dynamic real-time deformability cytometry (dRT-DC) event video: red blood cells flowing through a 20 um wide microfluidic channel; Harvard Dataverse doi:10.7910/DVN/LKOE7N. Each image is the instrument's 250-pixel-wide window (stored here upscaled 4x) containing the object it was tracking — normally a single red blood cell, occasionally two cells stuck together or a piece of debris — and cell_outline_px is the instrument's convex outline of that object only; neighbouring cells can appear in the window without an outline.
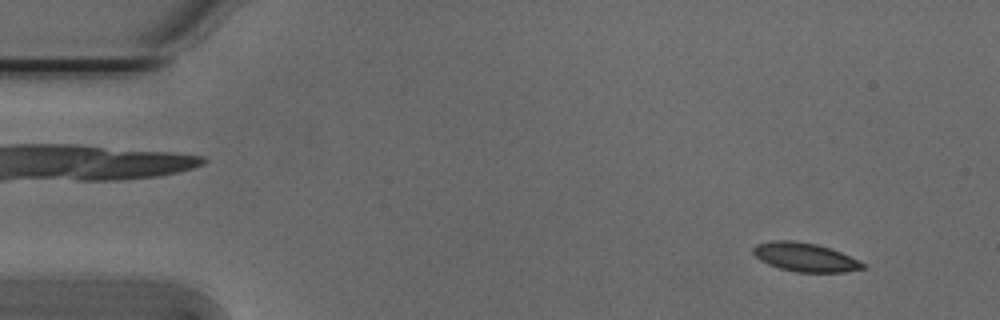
{"species": "Egyptian fruit bat (a non-hibernating species)", "species_latin": "Rousettus aegyptiacus", "temperature_condition": "cold", "stored_images_in_passage": 53, "camera_frame_rate_fps": 3000, "um_per_image_px": 0.085, "animal": {"sex": "male"}, "frame": {"image": 1, "passage_image": 4, "time_ms": 1.0, "image_size_px": [1000, 320], "cell_outline_px": [[868, 268], [844, 272], [796, 272], [780, 268], [768, 264], [760, 260], [752, 252], [752, 248], [756, 244], [772, 240], [792, 240], [816, 244], [840, 252], [860, 260]], "centroid_in_image_um": [68.43, 21.86], "position_along_channel_um": 16.6, "area_um2": 18.38}}
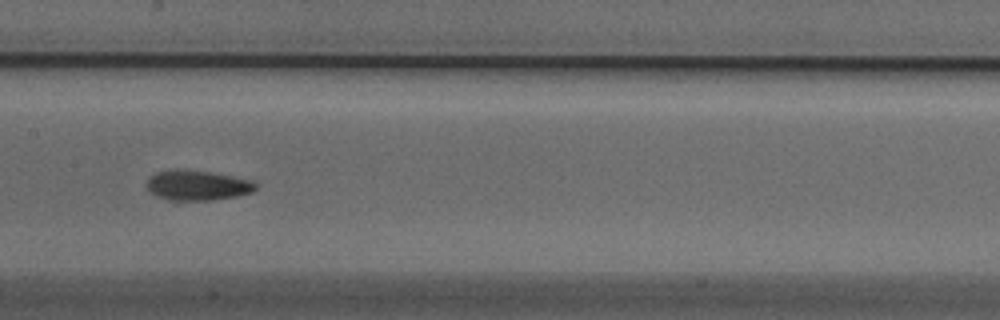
{"frame": {"image": 2, "passage_image": 26, "time_ms": 8.333, "image_size_px": [1000, 320], "cell_outline_px": [[256, 188], [252, 192], [236, 196], [212, 200], [168, 200], [156, 196], [148, 188], [148, 176], [156, 172], [176, 168], [184, 168], [212, 172], [256, 180]], "centroid_in_image_um": [16.8, 15.72], "position_along_channel_um": 190.6, "area_um2": 19.42}}
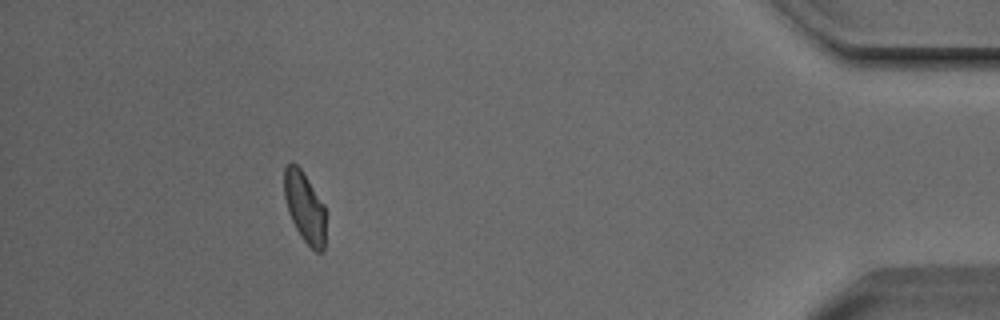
{"frame": {"image": 3, "passage_image": 48, "time_ms": 15.667, "image_size_px": [1000, 320], "cell_outline_px": [[328, 212], [324, 252], [316, 252], [300, 236], [288, 212], [284, 196], [284, 168], [292, 160], [300, 168], [324, 204]], "centroid_in_image_um": [25.95, 17.64], "position_along_channel_um": 409.3, "area_um2": 17.57}, "authors_computed_cell_mechanics": {"area_um2": 18.3226, "velocity_mm_per_s": 3.7818, "shape_relaxation_time_tau1_ms": 3.6935, "shape_relaxation_time_tau2_ms": 4.1064, "deformation_change_tau1": 0.113, "deformation_change_tau2": 0.0911}}